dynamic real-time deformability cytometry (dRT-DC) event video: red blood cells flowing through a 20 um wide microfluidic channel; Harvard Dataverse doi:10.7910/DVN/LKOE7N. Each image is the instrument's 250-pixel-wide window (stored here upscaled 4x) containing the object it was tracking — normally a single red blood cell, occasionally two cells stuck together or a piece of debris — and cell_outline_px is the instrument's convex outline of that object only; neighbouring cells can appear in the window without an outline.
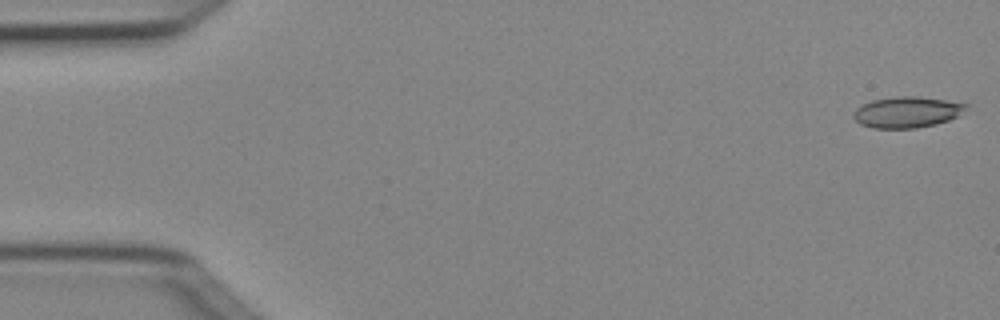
{"species": "Egyptian fruit bat (a non-hibernating species)", "species_latin": "Rousettus aegyptiacus", "temperature_condition": "cold", "stored_images_in_passage": 4, "camera_frame_rate_fps": 3000, "um_per_image_px": 0.085, "animal": {"sex": "female"}, "frame": {"image": 1, "passage_image": 1, "time_ms": 0.0, "image_size_px": [1000, 320], "cell_outline_px": [[968, 104], [956, 116], [948, 120], [936, 124], [916, 128], [872, 128], [860, 124], [852, 116], [856, 108], [872, 100], [896, 96], [916, 96], [944, 100]], "centroid_in_image_um": [77.03, 9.53], "position_along_channel_um": 8.0, "area_um2": 20.06}}